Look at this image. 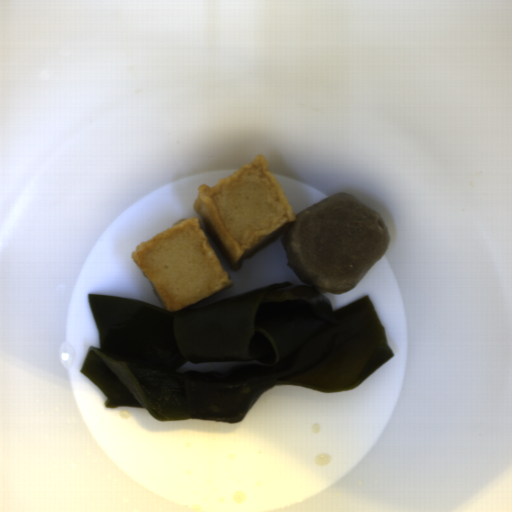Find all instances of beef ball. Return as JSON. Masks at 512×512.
I'll list each match as a JSON object with an SVG mask.
<instances>
[{
    "instance_id": "obj_1",
    "label": "beef ball",
    "mask_w": 512,
    "mask_h": 512,
    "mask_svg": "<svg viewBox=\"0 0 512 512\" xmlns=\"http://www.w3.org/2000/svg\"><path fill=\"white\" fill-rule=\"evenodd\" d=\"M295 215L279 239L290 269L317 293H347L389 249L384 219L347 192Z\"/></svg>"
}]
</instances>
